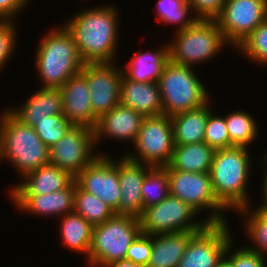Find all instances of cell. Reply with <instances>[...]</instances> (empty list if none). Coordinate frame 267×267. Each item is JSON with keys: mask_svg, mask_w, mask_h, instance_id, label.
<instances>
[{"mask_svg": "<svg viewBox=\"0 0 267 267\" xmlns=\"http://www.w3.org/2000/svg\"><path fill=\"white\" fill-rule=\"evenodd\" d=\"M81 10L63 25L71 33L82 61L116 63L121 26L118 7L107 3Z\"/></svg>", "mask_w": 267, "mask_h": 267, "instance_id": "1", "label": "cell"}, {"mask_svg": "<svg viewBox=\"0 0 267 267\" xmlns=\"http://www.w3.org/2000/svg\"><path fill=\"white\" fill-rule=\"evenodd\" d=\"M249 149L232 146L215 151L210 180L217 200L228 211L235 212L252 204L247 188L253 172Z\"/></svg>", "mask_w": 267, "mask_h": 267, "instance_id": "2", "label": "cell"}, {"mask_svg": "<svg viewBox=\"0 0 267 267\" xmlns=\"http://www.w3.org/2000/svg\"><path fill=\"white\" fill-rule=\"evenodd\" d=\"M49 31L37 44L35 69L38 80L42 82L40 88L59 89L71 76L80 73L85 63L64 25L60 24Z\"/></svg>", "mask_w": 267, "mask_h": 267, "instance_id": "3", "label": "cell"}, {"mask_svg": "<svg viewBox=\"0 0 267 267\" xmlns=\"http://www.w3.org/2000/svg\"><path fill=\"white\" fill-rule=\"evenodd\" d=\"M0 113V164L11 163L17 174H26L49 163V148L34 127L22 124L6 108Z\"/></svg>", "mask_w": 267, "mask_h": 267, "instance_id": "4", "label": "cell"}, {"mask_svg": "<svg viewBox=\"0 0 267 267\" xmlns=\"http://www.w3.org/2000/svg\"><path fill=\"white\" fill-rule=\"evenodd\" d=\"M198 76L194 67L168 61L157 82L164 115L198 109L212 100Z\"/></svg>", "mask_w": 267, "mask_h": 267, "instance_id": "5", "label": "cell"}, {"mask_svg": "<svg viewBox=\"0 0 267 267\" xmlns=\"http://www.w3.org/2000/svg\"><path fill=\"white\" fill-rule=\"evenodd\" d=\"M175 33L174 40L168 42V53L170 61L179 65L196 67L205 64L229 45L214 20H197L192 26Z\"/></svg>", "mask_w": 267, "mask_h": 267, "instance_id": "6", "label": "cell"}, {"mask_svg": "<svg viewBox=\"0 0 267 267\" xmlns=\"http://www.w3.org/2000/svg\"><path fill=\"white\" fill-rule=\"evenodd\" d=\"M141 233L139 218L114 215L104 223L94 225L86 266L107 267L125 260L126 252Z\"/></svg>", "mask_w": 267, "mask_h": 267, "instance_id": "7", "label": "cell"}, {"mask_svg": "<svg viewBox=\"0 0 267 267\" xmlns=\"http://www.w3.org/2000/svg\"><path fill=\"white\" fill-rule=\"evenodd\" d=\"M169 179V194L189 204L199 214H206L208 223L226 222L229 212L216 198L209 172L194 173L166 169ZM205 210V211H204Z\"/></svg>", "mask_w": 267, "mask_h": 267, "instance_id": "8", "label": "cell"}, {"mask_svg": "<svg viewBox=\"0 0 267 267\" xmlns=\"http://www.w3.org/2000/svg\"><path fill=\"white\" fill-rule=\"evenodd\" d=\"M174 147L172 122L163 114L145 117L132 145L134 150L122 154L135 162L163 167L170 163Z\"/></svg>", "mask_w": 267, "mask_h": 267, "instance_id": "9", "label": "cell"}, {"mask_svg": "<svg viewBox=\"0 0 267 267\" xmlns=\"http://www.w3.org/2000/svg\"><path fill=\"white\" fill-rule=\"evenodd\" d=\"M199 215L189 204L169 194L160 203L143 210L139 217L141 233L158 235L181 231H200L208 222L202 218L198 219Z\"/></svg>", "mask_w": 267, "mask_h": 267, "instance_id": "10", "label": "cell"}, {"mask_svg": "<svg viewBox=\"0 0 267 267\" xmlns=\"http://www.w3.org/2000/svg\"><path fill=\"white\" fill-rule=\"evenodd\" d=\"M95 142L94 129L73 126L56 144L49 148V164L76 177L102 152Z\"/></svg>", "mask_w": 267, "mask_h": 267, "instance_id": "11", "label": "cell"}, {"mask_svg": "<svg viewBox=\"0 0 267 267\" xmlns=\"http://www.w3.org/2000/svg\"><path fill=\"white\" fill-rule=\"evenodd\" d=\"M266 18L267 0H225L214 21L225 41L235 49Z\"/></svg>", "mask_w": 267, "mask_h": 267, "instance_id": "12", "label": "cell"}, {"mask_svg": "<svg viewBox=\"0 0 267 267\" xmlns=\"http://www.w3.org/2000/svg\"><path fill=\"white\" fill-rule=\"evenodd\" d=\"M233 237L227 221L208 223L192 235L177 267H217Z\"/></svg>", "mask_w": 267, "mask_h": 267, "instance_id": "13", "label": "cell"}, {"mask_svg": "<svg viewBox=\"0 0 267 267\" xmlns=\"http://www.w3.org/2000/svg\"><path fill=\"white\" fill-rule=\"evenodd\" d=\"M121 68L115 62L85 63L81 70L89 85L92 111L98 119L120 104Z\"/></svg>", "mask_w": 267, "mask_h": 267, "instance_id": "14", "label": "cell"}, {"mask_svg": "<svg viewBox=\"0 0 267 267\" xmlns=\"http://www.w3.org/2000/svg\"><path fill=\"white\" fill-rule=\"evenodd\" d=\"M76 184L108 204L113 211L118 208L121 197L118 178V158L99 155L75 178Z\"/></svg>", "mask_w": 267, "mask_h": 267, "instance_id": "15", "label": "cell"}, {"mask_svg": "<svg viewBox=\"0 0 267 267\" xmlns=\"http://www.w3.org/2000/svg\"><path fill=\"white\" fill-rule=\"evenodd\" d=\"M122 155V156H121ZM118 157V178L121 197L116 215H129L139 218L143 213L141 188L148 171L153 167L132 161L124 154Z\"/></svg>", "mask_w": 267, "mask_h": 267, "instance_id": "16", "label": "cell"}, {"mask_svg": "<svg viewBox=\"0 0 267 267\" xmlns=\"http://www.w3.org/2000/svg\"><path fill=\"white\" fill-rule=\"evenodd\" d=\"M59 90L62 96L63 115L69 122L73 126L94 129L98 118L92 111L91 93L85 75L80 72L71 76Z\"/></svg>", "mask_w": 267, "mask_h": 267, "instance_id": "17", "label": "cell"}, {"mask_svg": "<svg viewBox=\"0 0 267 267\" xmlns=\"http://www.w3.org/2000/svg\"><path fill=\"white\" fill-rule=\"evenodd\" d=\"M144 118L143 114L118 104L98 119L94 128L96 145L105 141V138L131 142L133 145Z\"/></svg>", "mask_w": 267, "mask_h": 267, "instance_id": "18", "label": "cell"}, {"mask_svg": "<svg viewBox=\"0 0 267 267\" xmlns=\"http://www.w3.org/2000/svg\"><path fill=\"white\" fill-rule=\"evenodd\" d=\"M75 180L66 188L43 195L9 196L10 202L22 213L57 217L73 212Z\"/></svg>", "mask_w": 267, "mask_h": 267, "instance_id": "19", "label": "cell"}, {"mask_svg": "<svg viewBox=\"0 0 267 267\" xmlns=\"http://www.w3.org/2000/svg\"><path fill=\"white\" fill-rule=\"evenodd\" d=\"M20 179L22 180L20 183L10 187L8 191L10 196H33L60 191L66 188L74 177L67 171L48 163Z\"/></svg>", "mask_w": 267, "mask_h": 267, "instance_id": "20", "label": "cell"}, {"mask_svg": "<svg viewBox=\"0 0 267 267\" xmlns=\"http://www.w3.org/2000/svg\"><path fill=\"white\" fill-rule=\"evenodd\" d=\"M17 107L6 108L22 124L34 127L49 116L63 114L59 89L39 88Z\"/></svg>", "mask_w": 267, "mask_h": 267, "instance_id": "21", "label": "cell"}, {"mask_svg": "<svg viewBox=\"0 0 267 267\" xmlns=\"http://www.w3.org/2000/svg\"><path fill=\"white\" fill-rule=\"evenodd\" d=\"M120 104L130 107L145 117L163 115L157 82H136L124 75L121 82Z\"/></svg>", "mask_w": 267, "mask_h": 267, "instance_id": "22", "label": "cell"}, {"mask_svg": "<svg viewBox=\"0 0 267 267\" xmlns=\"http://www.w3.org/2000/svg\"><path fill=\"white\" fill-rule=\"evenodd\" d=\"M145 52H134L131 59L122 66L123 75L136 82H158L163 74L164 68L168 63V42L161 47H156Z\"/></svg>", "mask_w": 267, "mask_h": 267, "instance_id": "23", "label": "cell"}, {"mask_svg": "<svg viewBox=\"0 0 267 267\" xmlns=\"http://www.w3.org/2000/svg\"><path fill=\"white\" fill-rule=\"evenodd\" d=\"M212 101L202 107L178 113L170 117L175 145L204 142L207 118L213 111Z\"/></svg>", "mask_w": 267, "mask_h": 267, "instance_id": "24", "label": "cell"}, {"mask_svg": "<svg viewBox=\"0 0 267 267\" xmlns=\"http://www.w3.org/2000/svg\"><path fill=\"white\" fill-rule=\"evenodd\" d=\"M195 232L198 231L152 235V253L147 267H177Z\"/></svg>", "mask_w": 267, "mask_h": 267, "instance_id": "25", "label": "cell"}, {"mask_svg": "<svg viewBox=\"0 0 267 267\" xmlns=\"http://www.w3.org/2000/svg\"><path fill=\"white\" fill-rule=\"evenodd\" d=\"M215 151L205 142L175 145L170 163L163 167L194 173L209 172Z\"/></svg>", "mask_w": 267, "mask_h": 267, "instance_id": "26", "label": "cell"}, {"mask_svg": "<svg viewBox=\"0 0 267 267\" xmlns=\"http://www.w3.org/2000/svg\"><path fill=\"white\" fill-rule=\"evenodd\" d=\"M59 236L62 245L88 258L91 245L93 225L75 212L59 217Z\"/></svg>", "mask_w": 267, "mask_h": 267, "instance_id": "27", "label": "cell"}, {"mask_svg": "<svg viewBox=\"0 0 267 267\" xmlns=\"http://www.w3.org/2000/svg\"><path fill=\"white\" fill-rule=\"evenodd\" d=\"M234 213L241 216L246 238L252 243L249 246L245 244L246 248L267 257V207L260 204L253 209L251 204Z\"/></svg>", "mask_w": 267, "mask_h": 267, "instance_id": "28", "label": "cell"}, {"mask_svg": "<svg viewBox=\"0 0 267 267\" xmlns=\"http://www.w3.org/2000/svg\"><path fill=\"white\" fill-rule=\"evenodd\" d=\"M230 138V147L249 148L258 138L261 131L258 122L249 112L236 110L224 117Z\"/></svg>", "mask_w": 267, "mask_h": 267, "instance_id": "29", "label": "cell"}, {"mask_svg": "<svg viewBox=\"0 0 267 267\" xmlns=\"http://www.w3.org/2000/svg\"><path fill=\"white\" fill-rule=\"evenodd\" d=\"M73 212L90 224L104 223L115 215L111 207L97 196L82 190L75 182Z\"/></svg>", "mask_w": 267, "mask_h": 267, "instance_id": "30", "label": "cell"}, {"mask_svg": "<svg viewBox=\"0 0 267 267\" xmlns=\"http://www.w3.org/2000/svg\"><path fill=\"white\" fill-rule=\"evenodd\" d=\"M155 4L157 21L162 22L163 26H176V32L192 26L198 20L191 14L188 0H157Z\"/></svg>", "mask_w": 267, "mask_h": 267, "instance_id": "31", "label": "cell"}, {"mask_svg": "<svg viewBox=\"0 0 267 267\" xmlns=\"http://www.w3.org/2000/svg\"><path fill=\"white\" fill-rule=\"evenodd\" d=\"M143 210L158 204L169 195V179L164 167H152L145 175L141 188Z\"/></svg>", "mask_w": 267, "mask_h": 267, "instance_id": "32", "label": "cell"}, {"mask_svg": "<svg viewBox=\"0 0 267 267\" xmlns=\"http://www.w3.org/2000/svg\"><path fill=\"white\" fill-rule=\"evenodd\" d=\"M235 49L251 63L267 67V18Z\"/></svg>", "mask_w": 267, "mask_h": 267, "instance_id": "33", "label": "cell"}, {"mask_svg": "<svg viewBox=\"0 0 267 267\" xmlns=\"http://www.w3.org/2000/svg\"><path fill=\"white\" fill-rule=\"evenodd\" d=\"M72 127L73 125L63 114H57L38 122L34 129L40 140L50 148L67 134Z\"/></svg>", "mask_w": 267, "mask_h": 267, "instance_id": "34", "label": "cell"}, {"mask_svg": "<svg viewBox=\"0 0 267 267\" xmlns=\"http://www.w3.org/2000/svg\"><path fill=\"white\" fill-rule=\"evenodd\" d=\"M204 142L215 150L230 147V138L224 116L215 114L214 111L209 114Z\"/></svg>", "mask_w": 267, "mask_h": 267, "instance_id": "35", "label": "cell"}, {"mask_svg": "<svg viewBox=\"0 0 267 267\" xmlns=\"http://www.w3.org/2000/svg\"><path fill=\"white\" fill-rule=\"evenodd\" d=\"M234 243L232 240L225 252V257L231 262L232 267H267L265 256L247 249L245 245L237 248Z\"/></svg>", "mask_w": 267, "mask_h": 267, "instance_id": "36", "label": "cell"}, {"mask_svg": "<svg viewBox=\"0 0 267 267\" xmlns=\"http://www.w3.org/2000/svg\"><path fill=\"white\" fill-rule=\"evenodd\" d=\"M15 21H0V72L14 56L17 46V27Z\"/></svg>", "mask_w": 267, "mask_h": 267, "instance_id": "37", "label": "cell"}, {"mask_svg": "<svg viewBox=\"0 0 267 267\" xmlns=\"http://www.w3.org/2000/svg\"><path fill=\"white\" fill-rule=\"evenodd\" d=\"M152 253V235L140 233L129 246L125 260L147 267Z\"/></svg>", "mask_w": 267, "mask_h": 267, "instance_id": "38", "label": "cell"}, {"mask_svg": "<svg viewBox=\"0 0 267 267\" xmlns=\"http://www.w3.org/2000/svg\"><path fill=\"white\" fill-rule=\"evenodd\" d=\"M192 14L198 20H214L225 3V0H188Z\"/></svg>", "mask_w": 267, "mask_h": 267, "instance_id": "39", "label": "cell"}, {"mask_svg": "<svg viewBox=\"0 0 267 267\" xmlns=\"http://www.w3.org/2000/svg\"><path fill=\"white\" fill-rule=\"evenodd\" d=\"M31 0H0V21H14L28 8ZM25 8V9H24Z\"/></svg>", "mask_w": 267, "mask_h": 267, "instance_id": "40", "label": "cell"}, {"mask_svg": "<svg viewBox=\"0 0 267 267\" xmlns=\"http://www.w3.org/2000/svg\"><path fill=\"white\" fill-rule=\"evenodd\" d=\"M263 154V155H262ZM262 154H260V162H262V163H260L261 164V167L263 168L262 169V178H261V180H262V182H260V183H262L261 185L262 186H259V187H261V196H260V198H261V202H259V204H262V205H264V206H266L267 207V152L265 151L264 153H262Z\"/></svg>", "mask_w": 267, "mask_h": 267, "instance_id": "41", "label": "cell"}, {"mask_svg": "<svg viewBox=\"0 0 267 267\" xmlns=\"http://www.w3.org/2000/svg\"><path fill=\"white\" fill-rule=\"evenodd\" d=\"M107 267H142V266L134 264L132 261L120 260L109 264Z\"/></svg>", "mask_w": 267, "mask_h": 267, "instance_id": "42", "label": "cell"}, {"mask_svg": "<svg viewBox=\"0 0 267 267\" xmlns=\"http://www.w3.org/2000/svg\"><path fill=\"white\" fill-rule=\"evenodd\" d=\"M217 267H232L231 262L224 256L223 259L218 263Z\"/></svg>", "mask_w": 267, "mask_h": 267, "instance_id": "43", "label": "cell"}]
</instances>
